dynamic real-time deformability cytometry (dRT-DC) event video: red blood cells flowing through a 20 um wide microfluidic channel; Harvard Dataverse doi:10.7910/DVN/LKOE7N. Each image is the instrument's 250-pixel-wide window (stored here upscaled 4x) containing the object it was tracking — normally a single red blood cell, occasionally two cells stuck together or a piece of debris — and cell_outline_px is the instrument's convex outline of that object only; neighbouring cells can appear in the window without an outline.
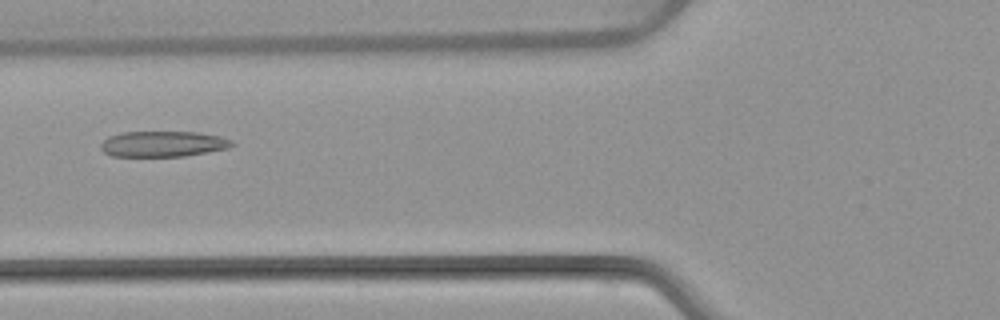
{"species": "common noctule bat (a hibernating species)", "species_latin": "Nyctalus noctula", "temperature_condition": "warm", "stored_images_in_passage": 6, "camera_frame_rate_fps": 3000, "um_per_image_px": 0.085, "animal": {"sex": "female", "body_mass_g": 22.7, "forearm_length_mm": 54.2}, "frame": {"image": 1, "passage_image": 5, "time_ms": 5.0, "image_size_px": [1000, 320], "cell_outline_px": [[236, 144], [228, 148], [208, 152], [184, 156], [112, 156], [104, 152], [100, 148], [100, 144], [108, 136], [120, 132], [196, 132], [220, 136], [232, 140]], "centroid_in_image_um": [13.85, 12.23], "position_along_channel_um": 111.9, "area_um2": 19.71}}
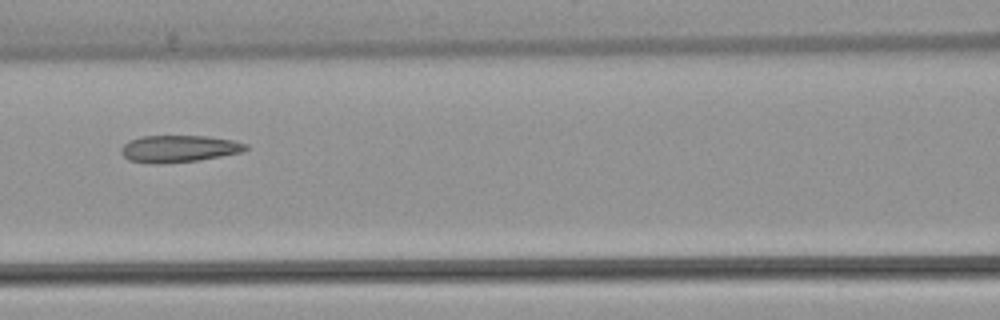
{"frame": {"image": 2, "passage_image": 6, "time_ms": 6.0, "image_size_px": [1000, 320], "cell_outline_px": [[248, 148], [240, 152], [200, 160], [160, 164], [152, 164], [128, 160], [120, 152], [120, 148], [128, 140], [140, 136], [204, 136], [232, 140], [248, 144]], "centroid_in_image_um": [15.14, 12.64], "position_along_channel_um": 151.5, "area_um2": 19.65}}